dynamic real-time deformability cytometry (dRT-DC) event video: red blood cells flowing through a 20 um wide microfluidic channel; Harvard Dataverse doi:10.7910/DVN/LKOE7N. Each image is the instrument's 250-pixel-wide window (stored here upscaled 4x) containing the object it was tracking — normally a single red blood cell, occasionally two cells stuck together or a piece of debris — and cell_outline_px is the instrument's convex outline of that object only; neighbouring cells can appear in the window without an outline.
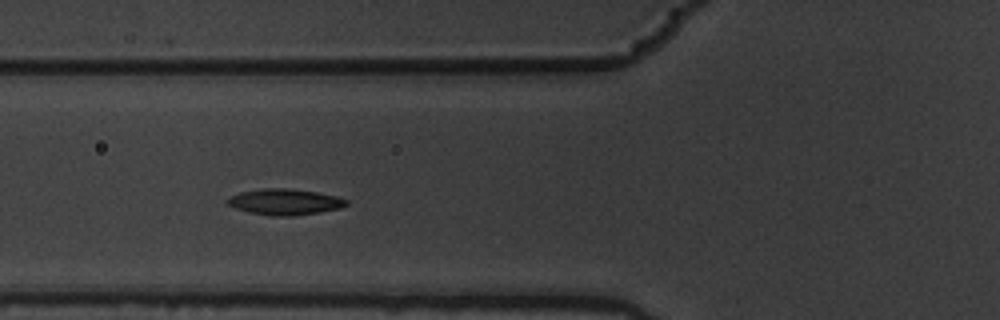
{"species": "common noctule bat (a hibernating species)", "species_latin": "Nyctalus noctula", "temperature_condition": "warm", "stored_images_in_passage": 5, "camera_frame_rate_fps": 3000, "um_per_image_px": 0.085, "animal": {"sex": "male", "body_mass_g": 19.5, "forearm_length_mm": 54.6}, "frame": {"image": 1, "passage_image": 4, "time_ms": 1.0, "image_size_px": [1000, 320], "cell_outline_px": [[348, 204], [340, 208], [320, 212], [292, 216], [272, 216], [248, 212], [236, 208], [228, 204], [224, 200], [240, 192], [264, 188], [288, 188], [316, 192], [336, 196], [348, 200]], "centroid_in_image_um": [24.21, 17.16], "position_along_channel_um": 101.6, "area_um2": 17.98}}
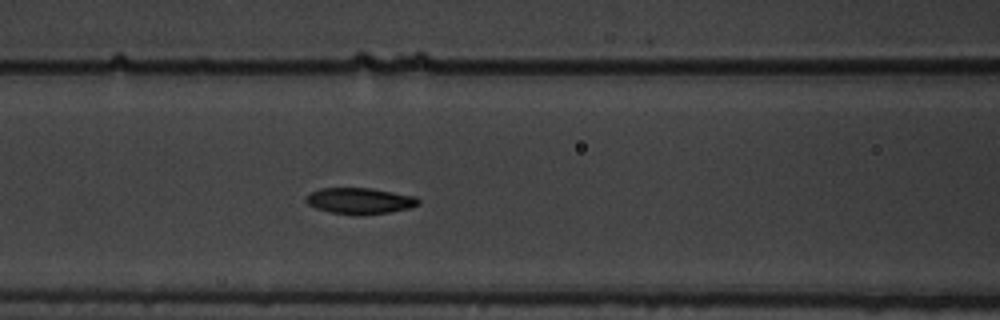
{"frame": {"image": 2, "passage_image": 5, "time_ms": 1.333, "image_size_px": [1000, 320], "cell_outline_px": [[420, 204], [408, 208], [392, 212], [364, 216], [356, 216], [332, 212], [316, 208], [308, 204], [304, 200], [304, 196], [320, 188], [372, 188], [416, 196], [420, 200]], "centroid_in_image_um": [30.59, 17.08], "position_along_channel_um": 136.0, "area_um2": 17.46}}